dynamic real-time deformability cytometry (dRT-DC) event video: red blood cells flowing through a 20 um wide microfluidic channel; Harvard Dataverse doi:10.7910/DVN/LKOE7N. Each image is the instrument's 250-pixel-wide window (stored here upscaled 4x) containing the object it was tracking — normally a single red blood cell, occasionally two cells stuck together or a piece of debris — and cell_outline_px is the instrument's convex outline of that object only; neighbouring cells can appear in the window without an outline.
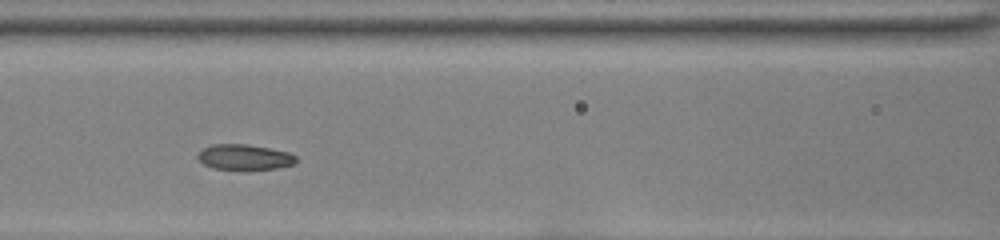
{"species": "common noctule bat (a hibernating species)", "species_latin": "Nyctalus noctula", "temperature_condition": "room temperature", "stored_images_in_passage": 50, "segment_of_instrument_passage": [2, 2], "camera_frame_rate_fps": 3000, "um_per_image_px": 0.085, "animal": {"sex": "female", "body_mass_g": 22.0, "forearm_length_mm": 56.7}, "frame": {"image": 1, "passage_image": 22, "time_ms": 7.0, "image_size_px": [1000, 240], "cell_outline_px": [[296, 164], [276, 168], [212, 168], [204, 164], [196, 156], [204, 148], [212, 144], [248, 144], [288, 152], [296, 156]], "centroid_in_image_um": [20.79, 13.33], "position_along_channel_um": 145.8, "area_um2": 14.16}}
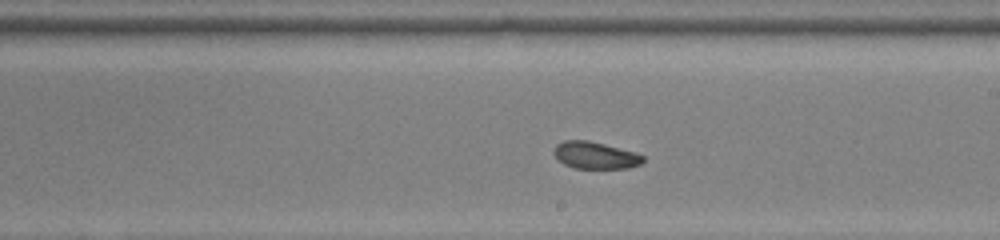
{"frame": {"image": 2, "passage_image": 29, "time_ms": 9.333, "image_size_px": [1000, 240], "cell_outline_px": [[644, 160], [640, 164], [628, 168], [572, 168], [564, 164], [552, 152], [556, 144], [564, 140], [588, 140], [636, 152], [644, 156]], "centroid_in_image_um": [50.59, 13.19], "position_along_channel_um": 238.4, "area_um2": 14.05}}
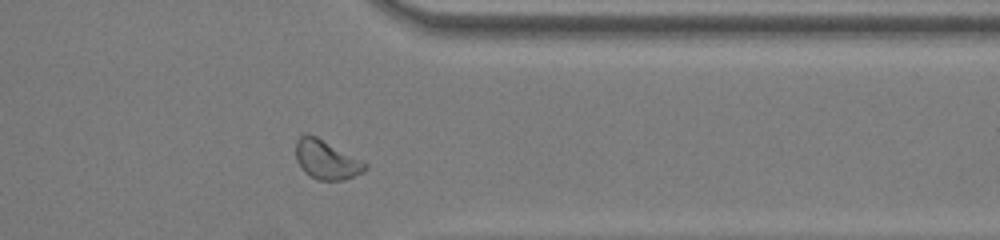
{"frame": {"image": 3, "passage_image": 40, "time_ms": 13.0, "image_size_px": [1000, 240], "cell_outline_px": [[368, 168], [344, 180], [316, 180], [304, 172], [300, 168], [296, 160], [296, 140], [300, 136], [316, 136], [368, 164]], "centroid_in_image_um": [27.71, 13.6], "position_along_channel_um": 383.7, "area_um2": 15.43}}